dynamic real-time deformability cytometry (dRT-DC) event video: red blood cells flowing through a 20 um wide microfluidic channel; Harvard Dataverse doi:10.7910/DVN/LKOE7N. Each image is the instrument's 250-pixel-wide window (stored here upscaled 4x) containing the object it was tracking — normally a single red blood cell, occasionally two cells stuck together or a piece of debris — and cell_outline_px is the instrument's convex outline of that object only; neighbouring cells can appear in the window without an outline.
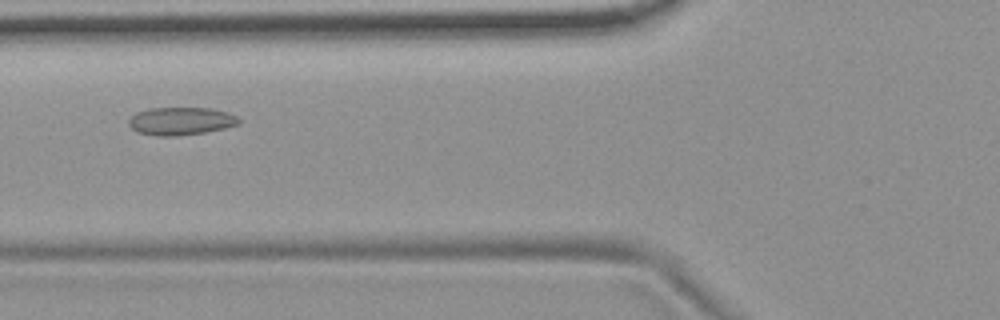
{"species": "common noctule bat (a hibernating species)", "species_latin": "Nyctalus noctula", "temperature_condition": "room temperature", "stored_images_in_passage": 7, "camera_frame_rate_fps": 3000, "um_per_image_px": 0.085, "animal": {"sex": "female", "body_mass_g": 19.9}, "frame": {"image": 1, "passage_image": 4, "time_ms": 1.0, "image_size_px": [1000, 320], "cell_outline_px": [[240, 124], [224, 128], [204, 132], [176, 136], [156, 136], [136, 132], [128, 124], [128, 120], [136, 112], [148, 108], [212, 108], [236, 116], [240, 120]], "centroid_in_image_um": [15.33, 10.29], "position_along_channel_um": 110.5, "area_um2": 17.86}}
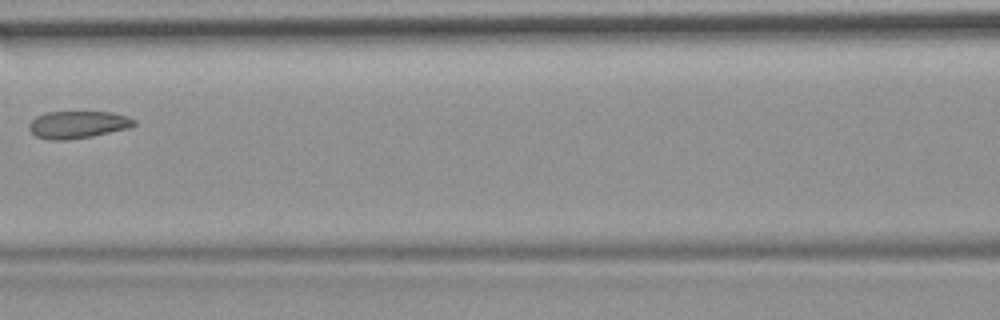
{"frame": {"image": 2, "passage_image": 5, "time_ms": 1.333, "image_size_px": [1000, 320], "cell_outline_px": [[136, 124], [132, 128], [92, 136], [68, 140], [52, 140], [36, 136], [28, 128], [28, 124], [36, 116], [44, 112], [112, 112], [128, 116], [136, 120]], "centroid_in_image_um": [6.65, 10.59], "position_along_channel_um": 160.0, "area_um2": 16.94}}